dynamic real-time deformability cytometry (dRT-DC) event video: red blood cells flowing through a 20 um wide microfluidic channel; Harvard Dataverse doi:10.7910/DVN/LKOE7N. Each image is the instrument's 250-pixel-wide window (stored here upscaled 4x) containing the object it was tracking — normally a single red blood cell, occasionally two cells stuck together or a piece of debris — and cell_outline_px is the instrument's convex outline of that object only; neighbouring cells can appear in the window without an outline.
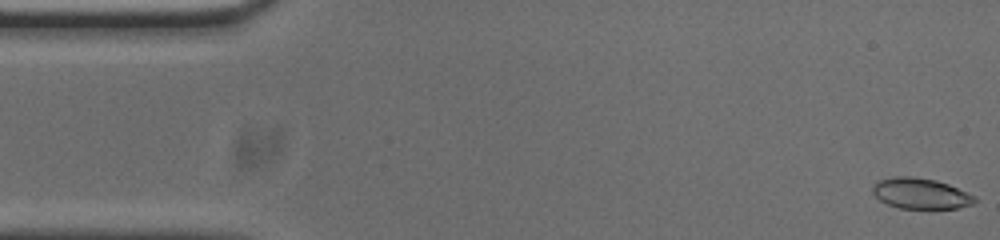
{"species": "common noctule bat (a hibernating species)", "species_latin": "Nyctalus noctula", "temperature_condition": "cold", "stored_images_in_passage": 51, "camera_frame_rate_fps": 3000, "um_per_image_px": 0.085, "animal": {"sex": "male", "body_mass_g": 20.0, "forearm_length_mm": 53.3}, "frame": {"image": 1, "passage_image": 1, "time_ms": 0.0, "image_size_px": [1000, 240], "cell_outline_px": [[976, 200], [972, 204], [956, 208], [900, 208], [888, 204], [880, 200], [872, 192], [872, 188], [876, 180], [892, 176], [912, 176], [936, 180], [948, 184], [976, 196]], "centroid_in_image_um": [78.22, 16.43], "position_along_channel_um": 6.8, "area_um2": 18.26}}
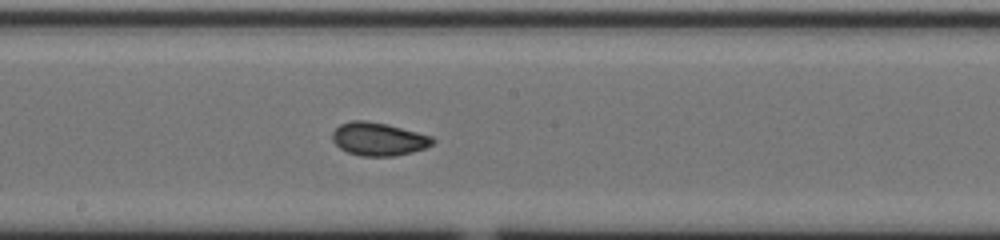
{"frame": {"image": 2, "passage_image": 27, "time_ms": 8.667, "image_size_px": [1000, 240], "cell_outline_px": [[436, 140], [432, 144], [424, 148], [412, 152], [396, 156], [360, 156], [348, 152], [340, 148], [332, 140], [332, 132], [340, 124], [352, 120], [368, 120], [388, 124], [432, 136]], "centroid_in_image_um": [32.17, 11.81], "position_along_channel_um": 216.0, "area_um2": 19.48}}
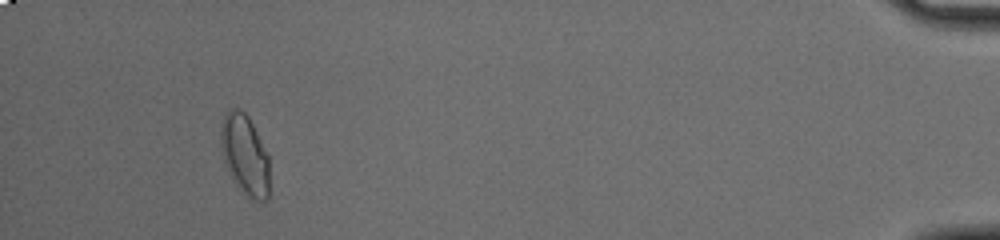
{"frame": {"image": 3, "passage_image": 49, "time_ms": 16.0, "image_size_px": [1000, 240], "cell_outline_px": [[268, 200], [256, 200], [244, 196], [240, 192], [232, 180], [228, 172], [224, 160], [220, 144], [220, 132], [224, 116], [232, 108], [240, 108], [248, 116], [268, 156]], "centroid_in_image_um": [20.79, 13.2], "position_along_channel_um": 414.4, "area_um2": 22.72}, "authors_computed_cell_mechanics": {"area_um2": 19.1318, "velocity_mm_per_s": 3.7851, "shape_relaxation_time_tau1_ms": 7.8916, "shape_relaxation_time_tau2_ms": 1.1545, "deformation_change_tau1": 0.1708, "deformation_change_tau2": 0.0474}}